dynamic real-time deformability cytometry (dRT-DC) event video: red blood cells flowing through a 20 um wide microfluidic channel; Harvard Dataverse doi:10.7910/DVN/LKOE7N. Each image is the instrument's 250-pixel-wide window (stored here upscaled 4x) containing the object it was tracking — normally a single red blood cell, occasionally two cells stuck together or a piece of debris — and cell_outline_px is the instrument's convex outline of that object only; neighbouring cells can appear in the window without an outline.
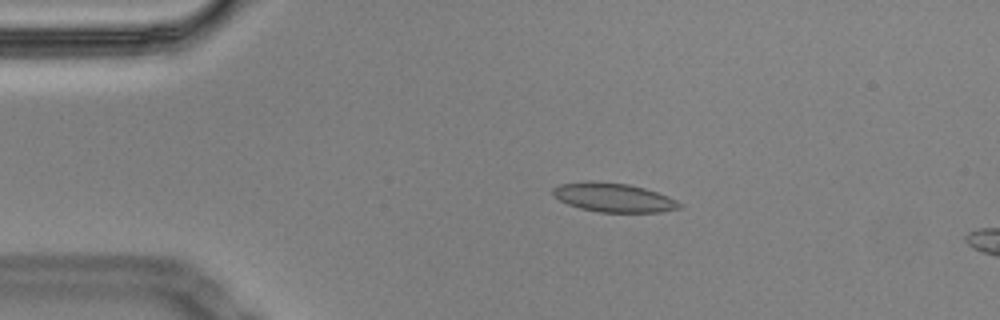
{"species": "Egyptian fruit bat (a non-hibernating species)", "species_latin": "Rousettus aegyptiacus", "temperature_condition": "cold", "stored_images_in_passage": 10, "camera_frame_rate_fps": 3000, "um_per_image_px": 0.085, "animal": {"sex": "male"}, "frame": {"image": 1, "passage_image": 4, "time_ms": 1.0, "image_size_px": [1000, 320], "cell_outline_px": [[684, 204], [680, 208], [660, 212], [600, 212], [580, 208], [568, 204], [560, 200], [552, 192], [552, 188], [560, 184], [588, 180], [592, 180], [628, 184], [644, 188], [668, 196]], "centroid_in_image_um": [52.16, 16.78], "position_along_channel_um": 32.8, "area_um2": 21.39}}